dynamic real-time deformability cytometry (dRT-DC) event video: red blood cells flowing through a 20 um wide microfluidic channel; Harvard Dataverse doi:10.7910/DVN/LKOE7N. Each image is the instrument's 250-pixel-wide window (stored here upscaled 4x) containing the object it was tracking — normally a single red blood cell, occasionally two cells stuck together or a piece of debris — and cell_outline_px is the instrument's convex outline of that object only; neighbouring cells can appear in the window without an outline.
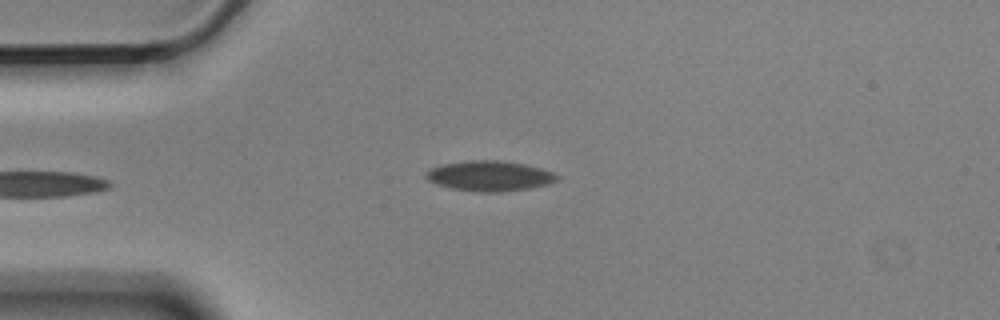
{"species": "Egyptian fruit bat (a non-hibernating species)", "species_latin": "Rousettus aegyptiacus", "temperature_condition": "cold", "stored_images_in_passage": 14, "camera_frame_rate_fps": 3000, "um_per_image_px": 0.085, "animal": {"sex": "male"}, "frame": {"image": 1, "passage_image": 3, "time_ms": 0.667, "image_size_px": [1000, 320], "cell_outline_px": [[560, 180], [548, 184], [528, 188], [500, 192], [480, 192], [452, 188], [436, 184], [428, 180], [424, 176], [424, 172], [428, 168], [440, 164], [468, 160], [500, 160], [524, 164], [540, 168], [552, 172], [560, 176]], "centroid_in_image_um": [41.58, 14.94], "position_along_channel_um": 43.4, "area_um2": 23.29}}
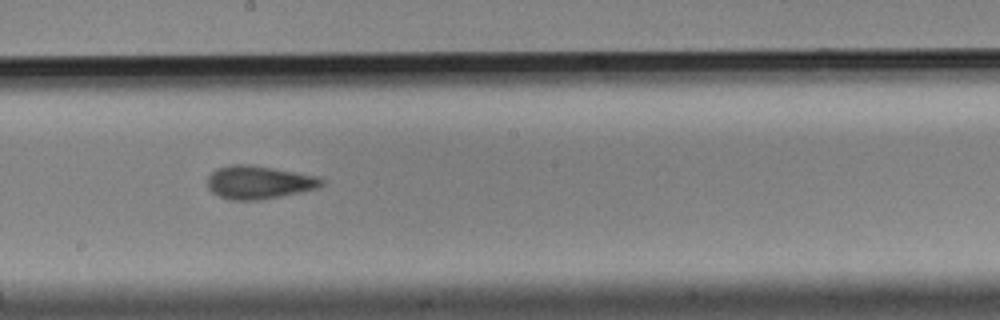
{"frame": {"image": 2, "passage_image": 8, "time_ms": 2.333, "image_size_px": [1000, 320], "cell_outline_px": [[328, 180], [320, 188], [280, 196], [256, 200], [228, 200], [212, 192], [208, 188], [208, 176], [216, 168], [232, 164], [248, 164], [296, 172], [316, 176]], "centroid_in_image_um": [22.03, 15.49], "position_along_channel_um": 226.2, "area_um2": 22.14}}
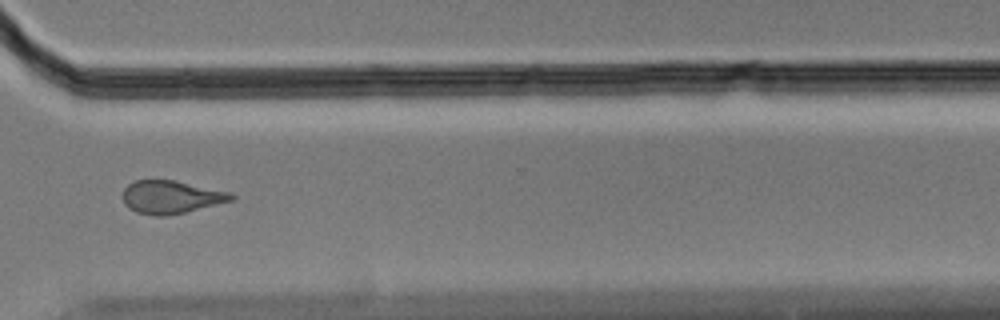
{"frame": {"image": 3, "passage_image": 11, "time_ms": 3.333, "image_size_px": [1000, 320], "cell_outline_px": [[236, 196], [232, 200], [184, 212], [164, 216], [156, 216], [136, 212], [128, 208], [124, 204], [124, 188], [128, 184], [136, 180], [176, 180], [232, 192]], "centroid_in_image_um": [14.54, 16.73], "position_along_channel_um": 356.1, "area_um2": 20.81}}